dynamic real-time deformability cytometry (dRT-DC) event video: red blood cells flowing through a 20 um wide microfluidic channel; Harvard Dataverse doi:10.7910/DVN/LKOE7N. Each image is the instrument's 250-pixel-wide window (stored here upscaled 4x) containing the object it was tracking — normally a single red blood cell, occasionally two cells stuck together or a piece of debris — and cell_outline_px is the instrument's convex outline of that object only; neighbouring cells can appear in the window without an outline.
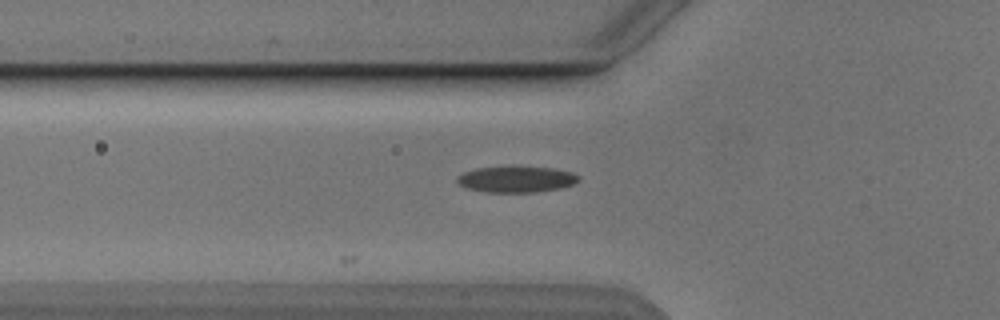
{"species": "Egyptian fruit bat (a non-hibernating species)", "species_latin": "Rousettus aegyptiacus", "temperature_condition": "cold", "stored_images_in_passage": 2, "camera_frame_rate_fps": 3000, "um_per_image_px": 0.085, "animal": {"sex": "male"}, "frame": {"image": 1, "passage_image": 2, "time_ms": 1.333, "image_size_px": [1000, 320], "cell_outline_px": [[580, 180], [572, 184], [560, 188], [532, 192], [488, 192], [468, 188], [460, 184], [456, 180], [456, 176], [464, 172], [476, 168], [512, 164], [552, 168], [572, 172], [580, 176]], "centroid_in_image_um": [43.88, 15.19], "position_along_channel_um": 81.9, "area_um2": 19.02}}